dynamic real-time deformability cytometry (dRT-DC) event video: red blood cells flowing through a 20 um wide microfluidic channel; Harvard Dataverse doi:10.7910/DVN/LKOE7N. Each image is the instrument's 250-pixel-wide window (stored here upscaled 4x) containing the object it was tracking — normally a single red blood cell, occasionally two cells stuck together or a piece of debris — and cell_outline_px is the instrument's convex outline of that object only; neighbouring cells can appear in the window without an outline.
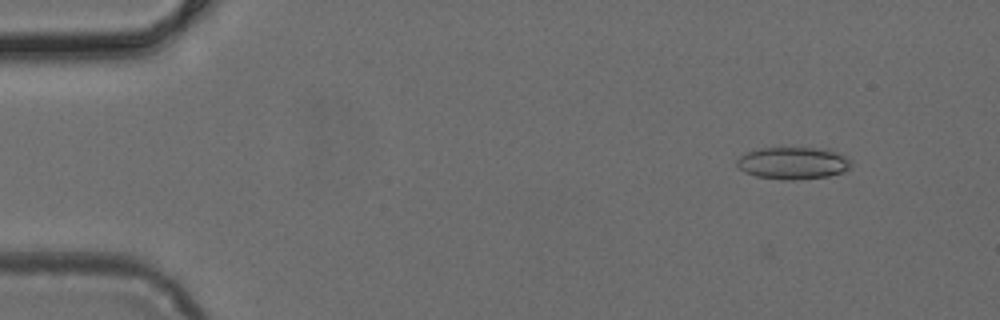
{"species": "common noctule bat (a hibernating species)", "species_latin": "Nyctalus noctula", "temperature_condition": "cold", "stored_images_in_passage": 5, "camera_frame_rate_fps": 3000, "um_per_image_px": 0.085, "animal": {"sex": "female", "body_mass_g": 24.6, "forearm_length_mm": 56.2}, "frame": {"image": 1, "passage_image": 2, "time_ms": 0.333, "image_size_px": [1000, 320], "cell_outline_px": [[852, 160], [848, 168], [844, 172], [828, 176], [796, 180], [784, 180], [756, 176], [744, 172], [736, 164], [736, 160], [744, 152], [760, 148], [828, 148]], "centroid_in_image_um": [67.39, 13.86], "position_along_channel_um": 17.6, "area_um2": 21.56}}